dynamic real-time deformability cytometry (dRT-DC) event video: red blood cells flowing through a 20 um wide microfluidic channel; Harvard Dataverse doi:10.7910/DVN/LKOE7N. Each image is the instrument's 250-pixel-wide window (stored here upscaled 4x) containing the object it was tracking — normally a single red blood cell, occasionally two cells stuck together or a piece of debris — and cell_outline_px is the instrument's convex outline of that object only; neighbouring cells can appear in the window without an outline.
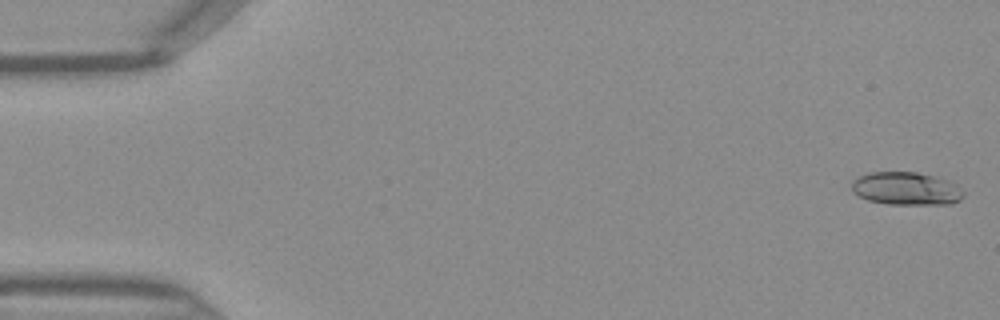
{"species": "Egyptian fruit bat (a non-hibernating species)", "species_latin": "Rousettus aegyptiacus", "temperature_condition": "warm", "stored_images_in_passage": 45, "camera_frame_rate_fps": 3000, "um_per_image_px": 0.085, "frame": {"image": 1, "passage_image": 1, "time_ms": 0.0, "image_size_px": [1000, 320], "cell_outline_px": [[964, 196], [960, 200], [952, 204], [888, 204], [868, 200], [852, 192], [852, 180], [856, 176], [868, 172], [916, 172], [948, 180], [956, 184], [964, 192]], "centroid_in_image_um": [77.01, 16.03], "position_along_channel_um": 8.0, "area_um2": 21.62}}
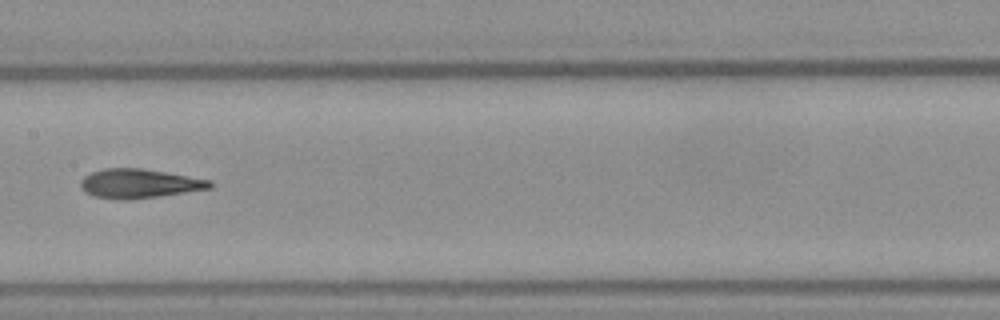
{"frame": {"image": 2, "passage_image": 23, "time_ms": 7.333, "image_size_px": [1000, 320], "cell_outline_px": [[212, 188], [160, 196], [128, 200], [120, 200], [92, 196], [84, 192], [80, 188], [80, 180], [84, 176], [92, 172], [104, 168], [140, 168], [212, 180]], "centroid_in_image_um": [11.79, 15.61], "position_along_channel_um": 195.6, "area_um2": 22.08}}
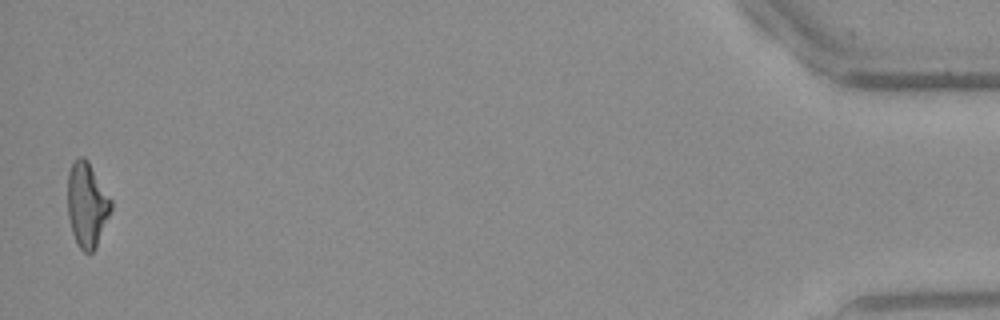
{"frame": {"image": 3, "passage_image": 45, "time_ms": 14.667, "image_size_px": [1000, 320], "cell_outline_px": [[112, 208], [96, 248], [92, 252], [84, 252], [76, 244], [72, 232], [68, 216], [68, 172], [72, 164], [80, 156], [84, 156], [88, 160], [112, 200]], "centroid_in_image_um": [7.39, 17.41], "position_along_channel_um": 427.8, "area_um2": 21.44}}